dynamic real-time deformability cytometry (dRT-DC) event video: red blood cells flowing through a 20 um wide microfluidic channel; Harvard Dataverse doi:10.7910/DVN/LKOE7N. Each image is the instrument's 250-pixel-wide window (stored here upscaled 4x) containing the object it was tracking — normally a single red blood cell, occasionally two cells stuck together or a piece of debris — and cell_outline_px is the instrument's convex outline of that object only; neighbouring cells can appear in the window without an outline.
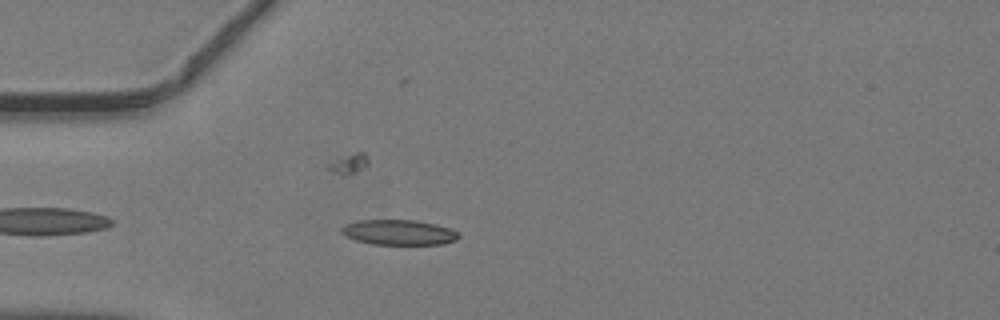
{"species": "common noctule bat (a hibernating species)", "species_latin": "Nyctalus noctula", "temperature_condition": "warm", "stored_images_in_passage": 24, "segment_of_instrument_passage": [1, 2], "camera_frame_rate_fps": 3000, "um_per_image_px": 0.085, "animal": {"sex": "male", "body_mass_g": 19.2, "forearm_length_mm": 51.8}, "frame": {"image": 1, "passage_image": 4, "time_ms": 1.0, "image_size_px": [1000, 320], "cell_outline_px": [[460, 236], [456, 240], [444, 244], [372, 244], [356, 240], [344, 236], [340, 232], [340, 228], [344, 224], [360, 220], [416, 220], [436, 224], [460, 232]], "centroid_in_image_um": [33.89, 19.75], "position_along_channel_um": 51.1, "area_um2": 17.34}}
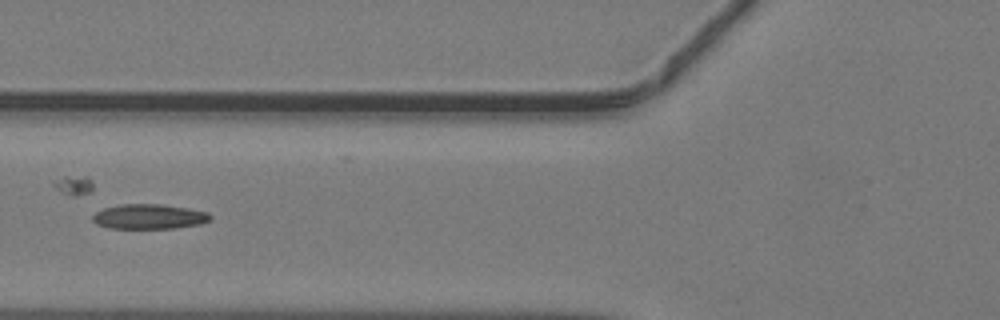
{"frame": {"image": 2, "passage_image": 9, "time_ms": 2.667, "image_size_px": [1000, 320], "cell_outline_px": [[212, 220], [200, 224], [176, 228], [108, 228], [96, 224], [92, 220], [92, 216], [96, 212], [104, 208], [120, 204], [160, 204], [188, 208], [208, 212], [212, 216]], "centroid_in_image_um": [12.69, 18.41], "position_along_channel_um": 113.1, "area_um2": 17.17}}
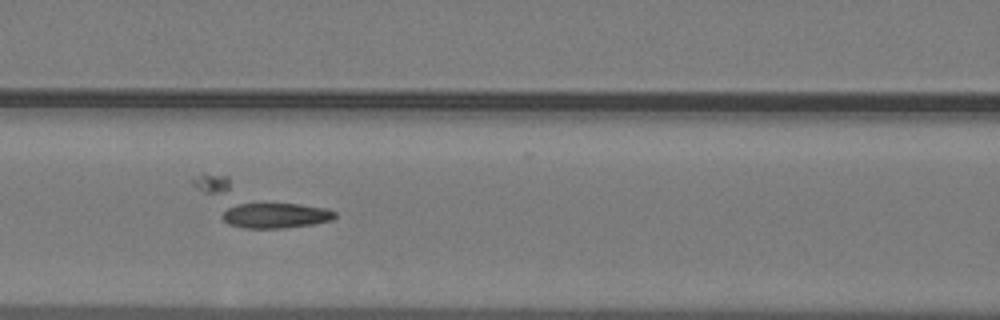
{"frame": {"image": 3, "passage_image": 11, "time_ms": 3.333, "image_size_px": [1000, 320], "cell_outline_px": [[336, 216], [332, 220], [312, 224], [284, 228], [244, 228], [228, 224], [220, 216], [228, 208], [240, 204], [300, 204], [328, 208], [336, 212]], "centroid_in_image_um": [23.47, 18.32], "position_along_channel_um": 143.1, "area_um2": 16.47}}